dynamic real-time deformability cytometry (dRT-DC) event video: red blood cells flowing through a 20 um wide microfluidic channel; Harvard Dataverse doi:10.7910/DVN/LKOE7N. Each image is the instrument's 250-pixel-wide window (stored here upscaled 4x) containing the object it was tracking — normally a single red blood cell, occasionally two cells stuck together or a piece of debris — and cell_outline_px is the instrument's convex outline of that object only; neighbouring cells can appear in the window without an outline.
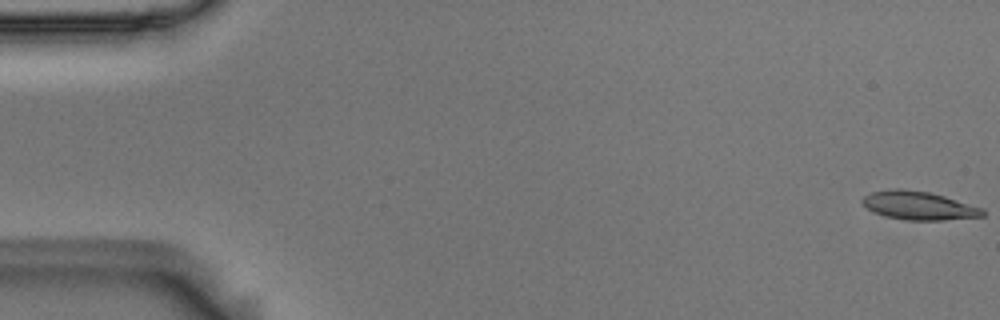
{"species": "Egyptian fruit bat (a non-hibernating species)", "species_latin": "Rousettus aegyptiacus", "temperature_condition": "room temperature", "stored_images_in_passage": 56, "camera_frame_rate_fps": 3000, "um_per_image_px": 0.085, "animal": {"sex": "male"}, "frame": {"image": 1, "passage_image": 1, "time_ms": 0.0, "image_size_px": [1000, 320], "cell_outline_px": [[984, 216], [944, 220], [904, 220], [884, 216], [860, 204], [860, 200], [864, 196], [872, 192], [892, 188], [904, 188], [928, 192], [944, 196], [984, 208]], "centroid_in_image_um": [78.07, 17.47], "position_along_channel_um": 6.9, "area_um2": 20.06}}
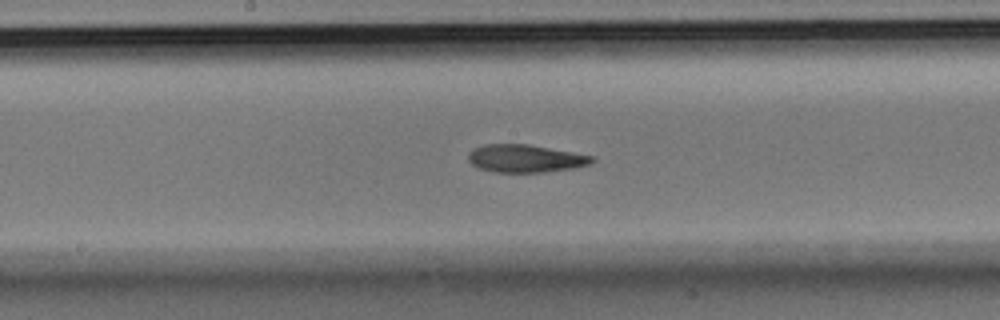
{"frame": {"image": 2, "passage_image": 29, "time_ms": 9.333, "image_size_px": [1000, 320], "cell_outline_px": [[596, 160], [592, 164], [576, 168], [544, 172], [492, 172], [476, 168], [468, 160], [468, 156], [472, 148], [484, 144], [528, 144], [572, 152], [592, 156]], "centroid_in_image_um": [44.65, 13.48], "position_along_channel_um": 203.6, "area_um2": 20.23}}
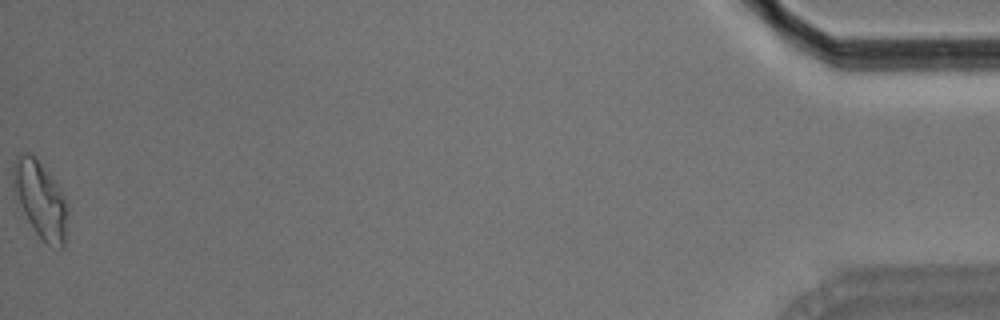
{"frame": {"image": 3, "passage_image": 56, "time_ms": 18.333, "image_size_px": [1000, 320], "cell_outline_px": [[68, 212], [64, 248], [60, 248], [48, 244], [36, 232], [12, 196], [12, 164], [16, 156], [20, 152], [32, 152], [56, 184], [68, 208]], "centroid_in_image_um": [3.36, 16.92], "position_along_channel_um": 431.8, "area_um2": 24.51}, "authors_computed_cell_mechanics": {"area_um2": 20.0855, "velocity_mm_per_s": 3.6364, "shape_relaxation_time_tau1_ms": 6.257, "shape_relaxation_time_tau2_ms": 9.1565, "deformation_change_tau1": 0.2164, "deformation_change_tau2": 0.1703}}